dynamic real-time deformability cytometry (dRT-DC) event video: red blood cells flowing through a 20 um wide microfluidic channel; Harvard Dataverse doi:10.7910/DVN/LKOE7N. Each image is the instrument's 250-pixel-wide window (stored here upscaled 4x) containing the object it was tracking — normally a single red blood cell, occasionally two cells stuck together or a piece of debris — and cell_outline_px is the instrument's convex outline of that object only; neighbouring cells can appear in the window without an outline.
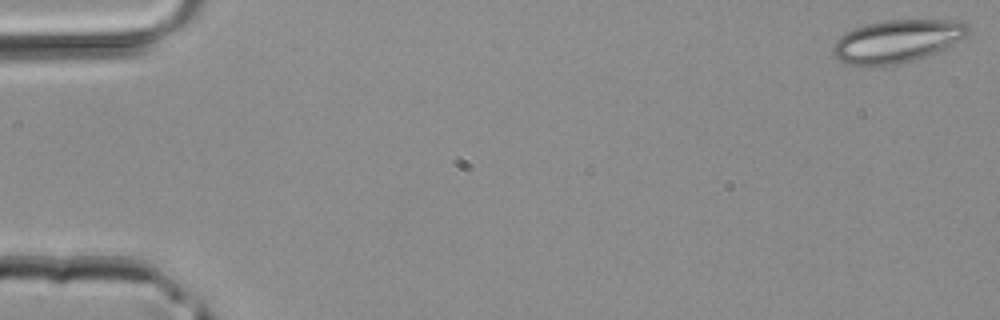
{"species": "common noctule bat (a hibernating species)", "species_latin": "Nyctalus noctula", "temperature_condition": "room temperature", "stored_images_in_passage": 44, "camera_frame_rate_fps": 3000, "um_per_image_px": 0.085, "animal": {"sex": "male", "body_mass_g": 20.4}, "frame": {"image": 1, "passage_image": 1, "time_ms": 0.0, "image_size_px": [1000, 320], "cell_outline_px": [[972, 28], [968, 36], [936, 52], [912, 60], [896, 64], [868, 68], [848, 64], [840, 60], [832, 52], [832, 48], [836, 40], [844, 32], [864, 24], [884, 20], [960, 20], [968, 24]], "centroid_in_image_um": [76.25, 3.49], "position_along_channel_um": 8.8, "area_um2": 34.1}}
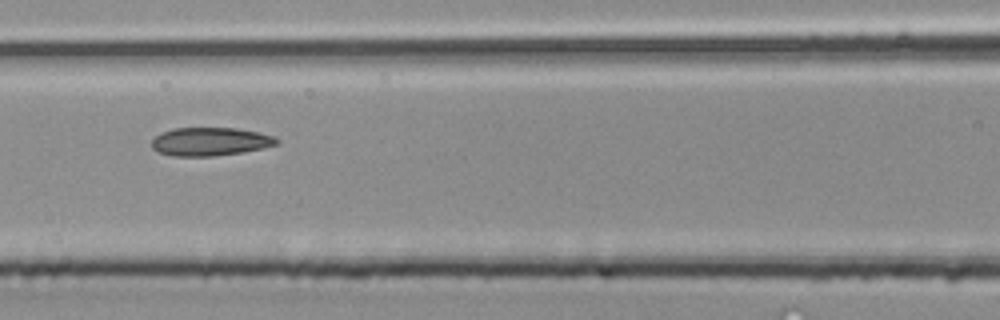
{"frame": {"image": 2, "passage_image": 20, "time_ms": 6.333, "image_size_px": [1000, 320], "cell_outline_px": [[280, 144], [264, 148], [240, 152], [212, 156], [172, 156], [156, 152], [152, 148], [152, 140], [160, 132], [172, 128], [236, 128], [256, 132], [272, 136], [280, 140]], "centroid_in_image_um": [17.83, 12.03], "position_along_channel_um": 148.8, "area_um2": 20.69}}
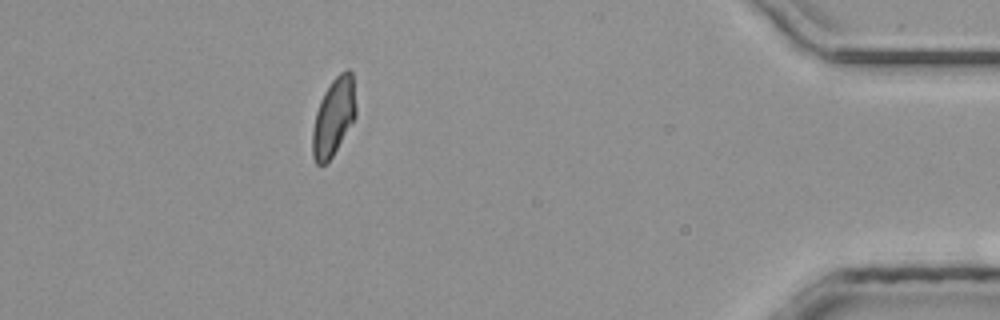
{"frame": {"image": 3, "passage_image": 40, "time_ms": 13.0, "image_size_px": [1000, 320], "cell_outline_px": [[356, 116], [332, 156], [324, 164], [316, 164], [312, 156], [312, 132], [316, 112], [320, 100], [324, 92], [332, 80], [340, 72], [348, 68], [352, 72], [356, 108]], "centroid_in_image_um": [28.35, 9.91], "position_along_channel_um": 406.8, "area_um2": 19.54}}